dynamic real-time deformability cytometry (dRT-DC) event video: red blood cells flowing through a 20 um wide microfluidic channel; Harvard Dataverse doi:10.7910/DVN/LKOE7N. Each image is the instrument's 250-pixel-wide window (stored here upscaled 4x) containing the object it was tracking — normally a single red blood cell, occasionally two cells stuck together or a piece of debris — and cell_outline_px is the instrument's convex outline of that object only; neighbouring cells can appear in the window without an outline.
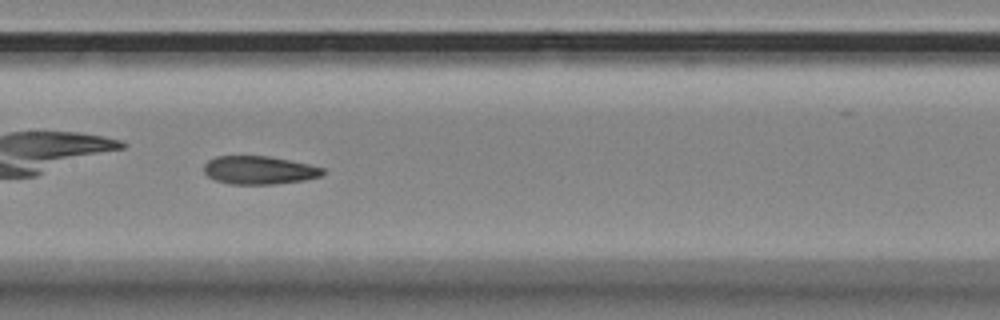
{"species": "Egyptian fruit bat (a non-hibernating species)", "species_latin": "Rousettus aegyptiacus", "temperature_condition": "room temperature", "stored_images_in_passage": 41, "camera_frame_rate_fps": 3000, "um_per_image_px": 0.085, "animal": {"sex": "female"}, "frame": {"image": 1, "passage_image": 12, "time_ms": 3.667, "image_size_px": [1000, 320], "cell_outline_px": [[324, 172], [320, 176], [304, 180], [272, 184], [228, 184], [216, 180], [208, 176], [204, 172], [204, 164], [208, 160], [216, 156], [268, 156], [308, 164], [324, 168]], "centroid_in_image_um": [22.0, 14.46], "position_along_channel_um": 185.4, "area_um2": 19.42}}
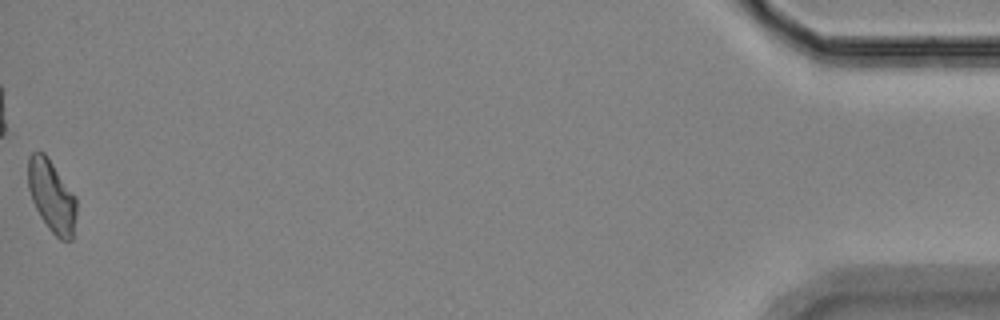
{"frame": {"image": 2, "passage_image": 41, "time_ms": 13.333, "image_size_px": [1000, 320], "cell_outline_px": [[76, 216], [72, 240], [60, 240], [48, 228], [40, 216], [32, 200], [28, 188], [28, 156], [32, 152], [44, 152], [76, 196]], "centroid_in_image_um": [4.39, 16.67], "position_along_channel_um": 430.8, "area_um2": 20.29}, "authors_computed_cell_mechanics": {"area_um2": 20.23, "velocity_mm_per_s": 3.4949, "shape_relaxation_time_tau1_ms": null, "shape_relaxation_time_tau2_ms": 4.1458, "deformation_change_tau1": null, "deformation_change_tau2": 0.0995}}